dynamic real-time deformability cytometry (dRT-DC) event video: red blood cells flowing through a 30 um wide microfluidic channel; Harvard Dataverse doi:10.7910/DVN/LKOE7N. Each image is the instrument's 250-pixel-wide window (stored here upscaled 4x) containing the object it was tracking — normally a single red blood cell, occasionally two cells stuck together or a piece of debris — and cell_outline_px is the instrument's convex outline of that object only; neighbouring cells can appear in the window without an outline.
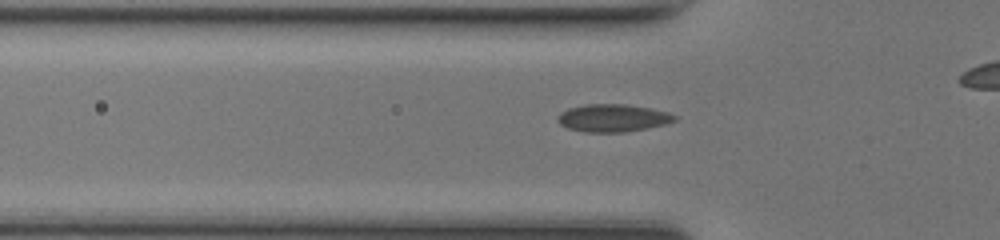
{"species": "common noctule bat (a hibernating species)", "species_latin": "Nyctalus noctula", "temperature_condition": "room temperature", "stored_images_in_passage": 36, "camera_frame_rate_fps": 3000, "um_per_image_px": 0.085, "animal": {"sex": "female", "body_mass_g": 17.0, "forearm_length_mm": 48.0}, "frame": {"image": 1, "passage_image": 13, "time_ms": 4.0, "image_size_px": [1000, 240], "cell_outline_px": [[680, 116], [676, 120], [664, 124], [624, 132], [584, 132], [568, 128], [560, 124], [556, 120], [556, 116], [560, 112], [568, 108], [584, 104], [628, 104], [652, 108], [668, 112]], "centroid_in_image_um": [52.07, 10.01], "position_along_channel_um": 73.7, "area_um2": 19.02}}
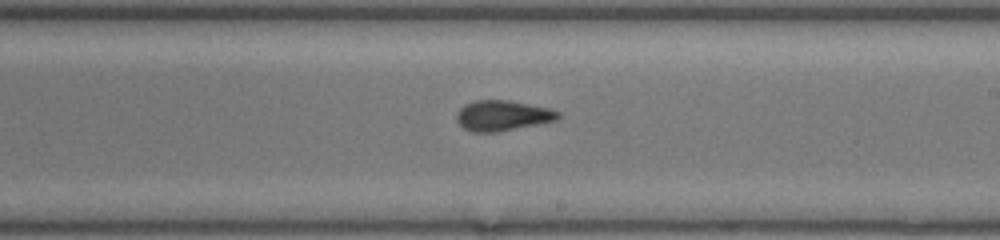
{"frame": {"image": 2, "passage_image": 25, "time_ms": 8.0, "image_size_px": [1000, 240], "cell_outline_px": [[560, 116], [556, 120], [496, 132], [472, 132], [464, 128], [456, 120], [456, 116], [460, 108], [464, 104], [476, 100], [508, 100], [552, 108], [560, 112]], "centroid_in_image_um": [42.71, 9.81], "position_along_channel_um": 246.3, "area_um2": 17.92}}
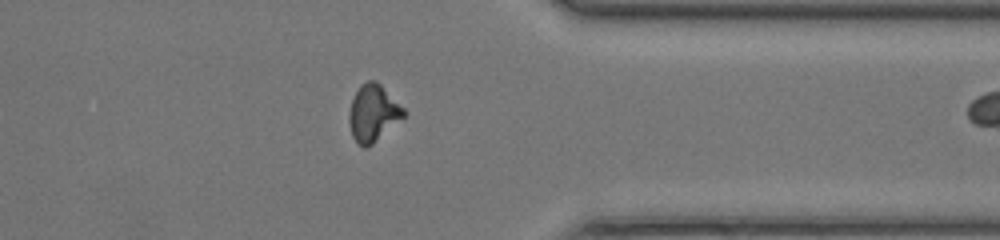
{"frame": {"image": 3, "passage_image": 35, "time_ms": 11.333, "image_size_px": [1000, 240], "cell_outline_px": [[408, 112], [404, 116], [372, 144], [364, 148], [352, 136], [348, 120], [348, 116], [352, 100], [360, 84], [368, 80], [376, 80]], "centroid_in_image_um": [31.71, 9.59], "position_along_channel_um": 379.7, "area_um2": 17.8}}